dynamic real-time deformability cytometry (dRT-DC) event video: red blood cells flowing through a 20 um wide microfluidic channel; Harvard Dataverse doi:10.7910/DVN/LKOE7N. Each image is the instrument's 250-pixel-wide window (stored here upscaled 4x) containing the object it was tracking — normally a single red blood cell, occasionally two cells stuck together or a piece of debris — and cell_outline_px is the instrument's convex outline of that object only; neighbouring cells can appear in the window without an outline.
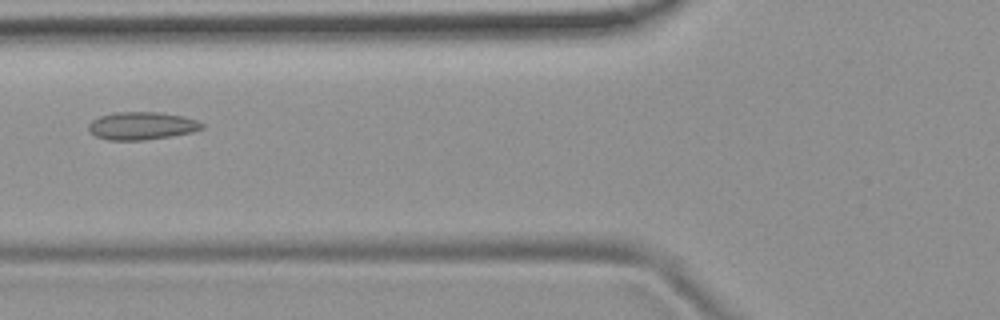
{"species": "common noctule bat (a hibernating species)", "species_latin": "Nyctalus noctula", "temperature_condition": "room temperature", "stored_images_in_passage": 6, "camera_frame_rate_fps": 3000, "um_per_image_px": 0.085, "animal": {"sex": "female", "body_mass_g": 19.9}, "frame": {"image": 1, "passage_image": 5, "time_ms": 6.0, "image_size_px": [1000, 320], "cell_outline_px": [[204, 128], [192, 132], [172, 136], [144, 140], [108, 140], [96, 136], [88, 128], [88, 124], [92, 120], [100, 116], [116, 112], [160, 112], [184, 116], [196, 120], [204, 124]], "centroid_in_image_um": [12.07, 10.69], "position_along_channel_um": 113.7, "area_um2": 18.38}}
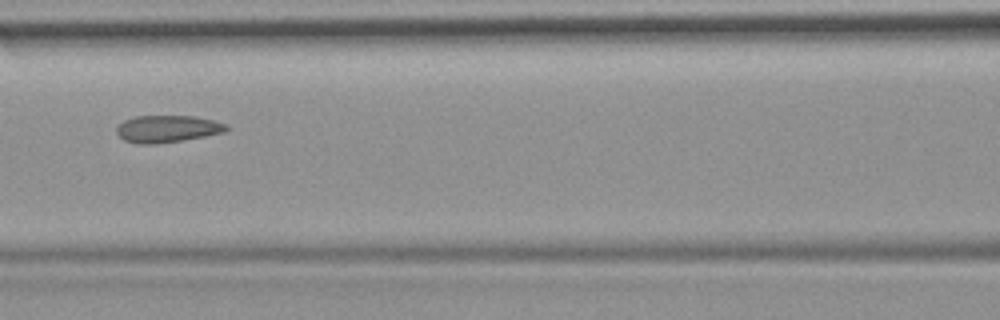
{"frame": {"image": 2, "passage_image": 6, "time_ms": 7.0, "image_size_px": [1000, 320], "cell_outline_px": [[228, 128], [224, 132], [204, 136], [180, 140], [152, 144], [136, 144], [124, 140], [116, 132], [116, 128], [124, 120], [136, 116], [192, 116], [212, 120], [228, 124]], "centroid_in_image_um": [14.2, 10.95], "position_along_channel_um": 152.4, "area_um2": 17.11}}